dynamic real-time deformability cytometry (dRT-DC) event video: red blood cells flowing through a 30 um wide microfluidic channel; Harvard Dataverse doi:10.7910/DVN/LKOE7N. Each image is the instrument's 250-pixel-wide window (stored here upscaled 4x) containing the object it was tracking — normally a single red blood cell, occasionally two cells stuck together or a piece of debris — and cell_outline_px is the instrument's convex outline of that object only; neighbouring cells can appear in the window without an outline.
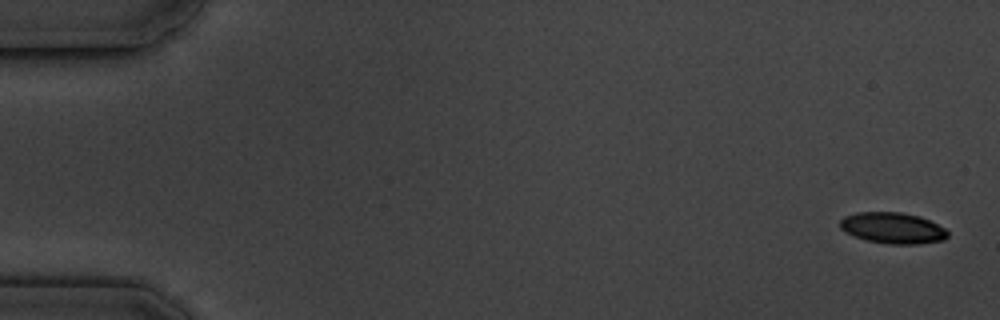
{"species": "common noctule bat (a hibernating species)", "species_latin": "Nyctalus noctula", "temperature_condition": "cold", "stored_images_in_passage": 8, "camera_frame_rate_fps": 3000, "um_per_image_px": 0.085, "animal": {"sex": "male", "body_mass_g": 19.5, "forearm_length_mm": 54.6}, "frame": {"image": 1, "passage_image": 1, "time_ms": 0.0, "image_size_px": [1000, 320], "cell_outline_px": [[948, 236], [944, 240], [920, 244], [888, 244], [868, 240], [844, 232], [840, 228], [840, 220], [844, 216], [856, 212], [900, 212], [920, 216], [944, 228], [948, 232]], "centroid_in_image_um": [75.87, 19.38], "position_along_channel_um": 9.1, "area_um2": 19.48}}
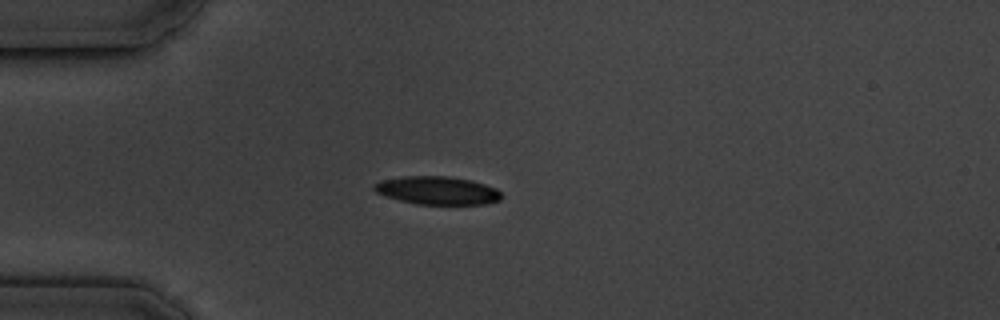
{"frame": {"image": 2, "passage_image": 5, "time_ms": 4.667, "image_size_px": [1000, 320], "cell_outline_px": [[500, 200], [484, 204], [416, 204], [400, 200], [376, 192], [372, 188], [372, 184], [380, 180], [404, 176], [448, 176], [472, 180], [496, 188], [500, 192]], "centroid_in_image_um": [37.15, 16.18], "position_along_channel_um": 47.9, "area_um2": 20.81}}